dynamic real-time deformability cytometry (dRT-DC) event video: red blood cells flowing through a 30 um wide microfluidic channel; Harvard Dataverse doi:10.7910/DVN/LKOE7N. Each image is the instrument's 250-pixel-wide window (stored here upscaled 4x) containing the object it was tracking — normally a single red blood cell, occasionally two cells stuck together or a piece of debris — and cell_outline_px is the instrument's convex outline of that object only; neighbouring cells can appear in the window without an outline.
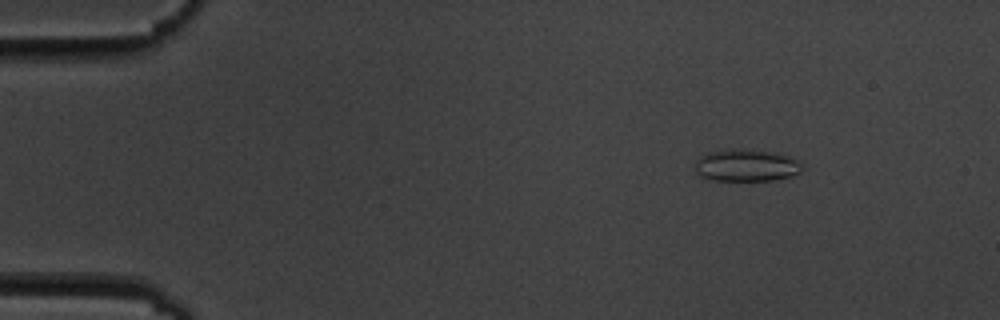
{"species": "common noctule bat (a hibernating species)", "species_latin": "Nyctalus noctula", "temperature_condition": "cold", "stored_images_in_passage": 6, "camera_frame_rate_fps": 3000, "um_per_image_px": 0.085, "animal": {"sex": "male", "body_mass_g": 19.5, "forearm_length_mm": 54.6}, "frame": {"image": 1, "passage_image": 1, "time_ms": 0.0, "image_size_px": [1000, 320], "cell_outline_px": [[804, 168], [800, 172], [792, 176], [772, 180], [716, 180], [700, 176], [696, 168], [696, 160], [700, 156], [708, 152], [732, 148], [744, 148], [772, 152], [788, 156], [796, 160]], "centroid_in_image_um": [63.44, 14.04], "position_along_channel_um": 21.6, "area_um2": 20.0}}
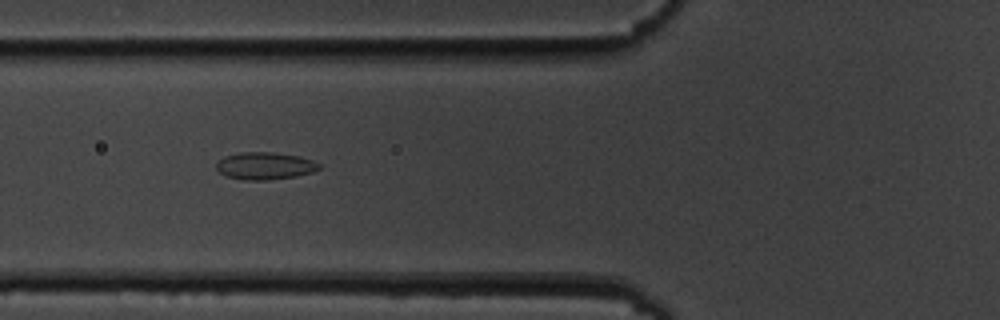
{"frame": {"image": 2, "passage_image": 5, "time_ms": 4.667, "image_size_px": [1000, 320], "cell_outline_px": [[320, 168], [312, 172], [296, 176], [268, 180], [244, 180], [228, 176], [220, 172], [216, 168], [216, 164], [224, 156], [240, 152], [272, 152], [300, 156], [312, 160], [320, 164]], "centroid_in_image_um": [22.53, 14.09], "position_along_channel_um": 103.3, "area_um2": 16.3}}
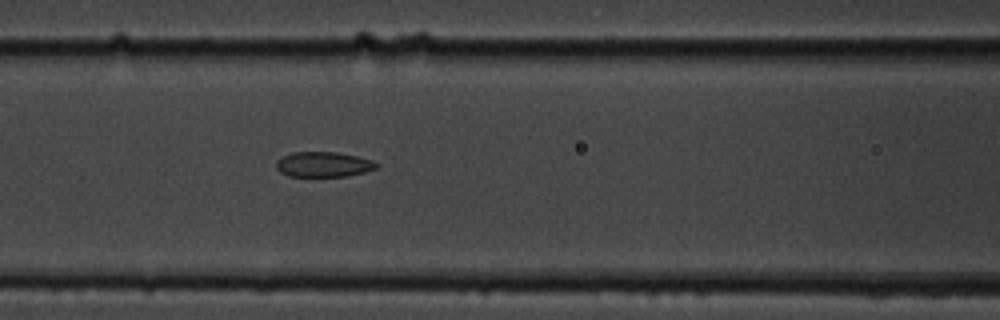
{"frame": {"image": 3, "passage_image": 6, "time_ms": 5.667, "image_size_px": [1000, 320], "cell_outline_px": [[380, 164], [376, 168], [364, 172], [344, 176], [288, 176], [280, 172], [276, 168], [276, 160], [292, 152], [336, 152], [356, 156], [372, 160]], "centroid_in_image_um": [27.48, 13.97], "position_along_channel_um": 139.1, "area_um2": 14.62}}